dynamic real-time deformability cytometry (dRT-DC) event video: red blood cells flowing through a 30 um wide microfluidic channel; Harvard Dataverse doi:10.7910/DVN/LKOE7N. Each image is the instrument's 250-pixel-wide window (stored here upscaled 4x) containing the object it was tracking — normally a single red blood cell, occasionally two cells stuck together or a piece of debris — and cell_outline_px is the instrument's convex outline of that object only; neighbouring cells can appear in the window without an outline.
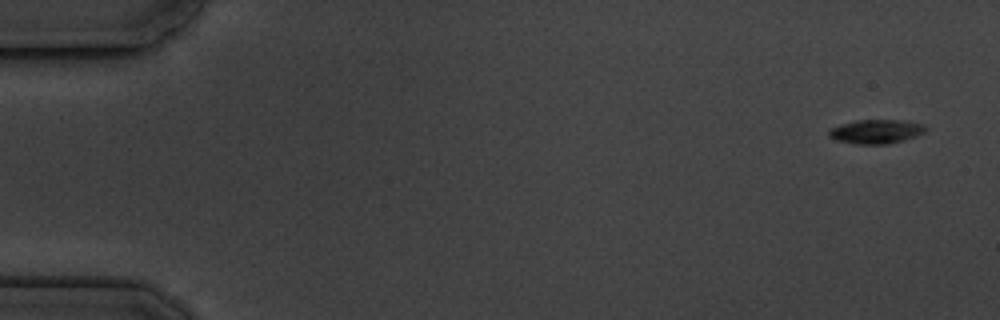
{"species": "common noctule bat (a hibernating species)", "species_latin": "Nyctalus noctula", "temperature_condition": "cold", "stored_images_in_passage": 6, "camera_frame_rate_fps": 3000, "um_per_image_px": 0.085, "animal": {"sex": "male", "body_mass_g": 19.5, "forearm_length_mm": 54.6}, "frame": {"image": 1, "passage_image": 1, "time_ms": 0.0, "image_size_px": [1000, 320], "cell_outline_px": [[928, 128], [924, 132], [916, 136], [904, 140], [888, 144], [856, 144], [836, 140], [828, 136], [828, 132], [832, 128], [840, 124], [856, 120], [904, 120], [924, 124]], "centroid_in_image_um": [74.49, 11.18], "position_along_channel_um": 10.5, "area_um2": 13.64}}
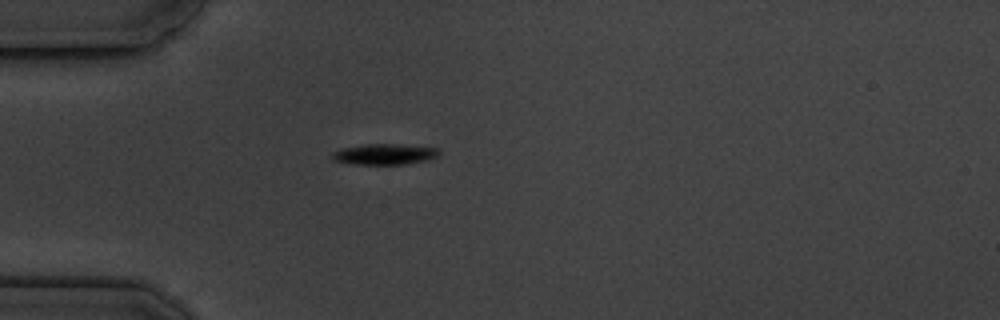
{"frame": {"image": 2, "passage_image": 5, "time_ms": 4.667, "image_size_px": [1000, 320], "cell_outline_px": [[440, 152], [436, 156], [428, 160], [404, 164], [352, 164], [332, 160], [332, 152], [344, 148], [364, 144], [396, 144], [440, 148]], "centroid_in_image_um": [32.69, 13.1], "position_along_channel_um": 52.3, "area_um2": 12.89}}